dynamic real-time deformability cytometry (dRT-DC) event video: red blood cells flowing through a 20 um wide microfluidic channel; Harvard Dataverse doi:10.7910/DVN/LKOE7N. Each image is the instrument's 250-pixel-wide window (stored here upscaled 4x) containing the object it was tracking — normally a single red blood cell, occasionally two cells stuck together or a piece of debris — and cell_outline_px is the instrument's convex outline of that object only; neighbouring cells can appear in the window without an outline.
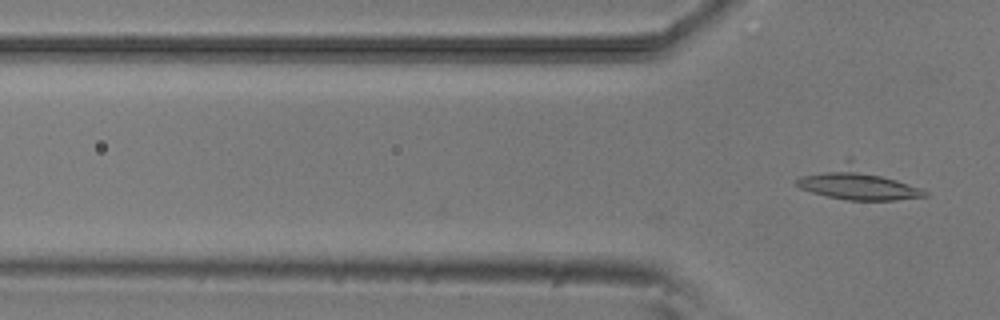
{"species": "common noctule bat (a hibernating species)", "species_latin": "Nyctalus noctula", "temperature_condition": "room temperature", "stored_images_in_passage": 4, "camera_frame_rate_fps": 3000, "um_per_image_px": 0.085, "animal": {"sex": "male", "body_mass_g": 20.5, "forearm_length_mm": 52.5}, "frame": {"image": 1, "passage_image": 4, "time_ms": 3.333, "image_size_px": [1000, 320], "cell_outline_px": [[928, 196], [896, 200], [848, 200], [828, 196], [812, 192], [800, 188], [796, 184], [796, 180], [800, 176], [848, 156], [852, 156], [920, 188], [928, 192]], "centroid_in_image_um": [72.89, 15.5], "position_along_channel_um": 52.9, "area_um2": 25.32}}